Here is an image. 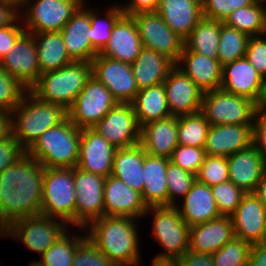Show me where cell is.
<instances>
[{
	"mask_svg": "<svg viewBox=\"0 0 266 266\" xmlns=\"http://www.w3.org/2000/svg\"><path fill=\"white\" fill-rule=\"evenodd\" d=\"M146 152L140 143L117 149L112 164V176L142 194L144 186L143 162Z\"/></svg>",
	"mask_w": 266,
	"mask_h": 266,
	"instance_id": "obj_32",
	"label": "cell"
},
{
	"mask_svg": "<svg viewBox=\"0 0 266 266\" xmlns=\"http://www.w3.org/2000/svg\"><path fill=\"white\" fill-rule=\"evenodd\" d=\"M27 91L25 86L0 66V110L11 114Z\"/></svg>",
	"mask_w": 266,
	"mask_h": 266,
	"instance_id": "obj_44",
	"label": "cell"
},
{
	"mask_svg": "<svg viewBox=\"0 0 266 266\" xmlns=\"http://www.w3.org/2000/svg\"><path fill=\"white\" fill-rule=\"evenodd\" d=\"M182 200L181 208L178 204L176 206L181 218L189 227L221 216L211 187L197 180Z\"/></svg>",
	"mask_w": 266,
	"mask_h": 266,
	"instance_id": "obj_30",
	"label": "cell"
},
{
	"mask_svg": "<svg viewBox=\"0 0 266 266\" xmlns=\"http://www.w3.org/2000/svg\"><path fill=\"white\" fill-rule=\"evenodd\" d=\"M230 217L234 227L235 237L251 245L263 241L266 206L254 193H246Z\"/></svg>",
	"mask_w": 266,
	"mask_h": 266,
	"instance_id": "obj_21",
	"label": "cell"
},
{
	"mask_svg": "<svg viewBox=\"0 0 266 266\" xmlns=\"http://www.w3.org/2000/svg\"><path fill=\"white\" fill-rule=\"evenodd\" d=\"M0 236H3L2 238H4L5 235V227L1 224L0 222Z\"/></svg>",
	"mask_w": 266,
	"mask_h": 266,
	"instance_id": "obj_62",
	"label": "cell"
},
{
	"mask_svg": "<svg viewBox=\"0 0 266 266\" xmlns=\"http://www.w3.org/2000/svg\"><path fill=\"white\" fill-rule=\"evenodd\" d=\"M135 221L128 216L103 215L86 226L90 227L87 238L116 266L138 265L140 240Z\"/></svg>",
	"mask_w": 266,
	"mask_h": 266,
	"instance_id": "obj_2",
	"label": "cell"
},
{
	"mask_svg": "<svg viewBox=\"0 0 266 266\" xmlns=\"http://www.w3.org/2000/svg\"><path fill=\"white\" fill-rule=\"evenodd\" d=\"M256 0H201L203 17L224 22L236 9L249 6Z\"/></svg>",
	"mask_w": 266,
	"mask_h": 266,
	"instance_id": "obj_48",
	"label": "cell"
},
{
	"mask_svg": "<svg viewBox=\"0 0 266 266\" xmlns=\"http://www.w3.org/2000/svg\"><path fill=\"white\" fill-rule=\"evenodd\" d=\"M248 266H266V242L251 246Z\"/></svg>",
	"mask_w": 266,
	"mask_h": 266,
	"instance_id": "obj_57",
	"label": "cell"
},
{
	"mask_svg": "<svg viewBox=\"0 0 266 266\" xmlns=\"http://www.w3.org/2000/svg\"><path fill=\"white\" fill-rule=\"evenodd\" d=\"M158 4L159 0H129L121 9L125 15L133 16L141 12H156Z\"/></svg>",
	"mask_w": 266,
	"mask_h": 266,
	"instance_id": "obj_54",
	"label": "cell"
},
{
	"mask_svg": "<svg viewBox=\"0 0 266 266\" xmlns=\"http://www.w3.org/2000/svg\"><path fill=\"white\" fill-rule=\"evenodd\" d=\"M111 92L94 76L67 109L68 119L80 129L92 128L117 104Z\"/></svg>",
	"mask_w": 266,
	"mask_h": 266,
	"instance_id": "obj_11",
	"label": "cell"
},
{
	"mask_svg": "<svg viewBox=\"0 0 266 266\" xmlns=\"http://www.w3.org/2000/svg\"><path fill=\"white\" fill-rule=\"evenodd\" d=\"M91 76V62L72 61L55 71L40 74L29 91L39 100L68 109Z\"/></svg>",
	"mask_w": 266,
	"mask_h": 266,
	"instance_id": "obj_5",
	"label": "cell"
},
{
	"mask_svg": "<svg viewBox=\"0 0 266 266\" xmlns=\"http://www.w3.org/2000/svg\"><path fill=\"white\" fill-rule=\"evenodd\" d=\"M72 266H116L87 237L77 246Z\"/></svg>",
	"mask_w": 266,
	"mask_h": 266,
	"instance_id": "obj_49",
	"label": "cell"
},
{
	"mask_svg": "<svg viewBox=\"0 0 266 266\" xmlns=\"http://www.w3.org/2000/svg\"><path fill=\"white\" fill-rule=\"evenodd\" d=\"M249 36L244 32L226 26L220 29L219 50L217 59L223 66L227 63L244 58Z\"/></svg>",
	"mask_w": 266,
	"mask_h": 266,
	"instance_id": "obj_39",
	"label": "cell"
},
{
	"mask_svg": "<svg viewBox=\"0 0 266 266\" xmlns=\"http://www.w3.org/2000/svg\"><path fill=\"white\" fill-rule=\"evenodd\" d=\"M253 125H210L204 150L208 156L228 157L252 144Z\"/></svg>",
	"mask_w": 266,
	"mask_h": 266,
	"instance_id": "obj_24",
	"label": "cell"
},
{
	"mask_svg": "<svg viewBox=\"0 0 266 266\" xmlns=\"http://www.w3.org/2000/svg\"><path fill=\"white\" fill-rule=\"evenodd\" d=\"M222 21L203 17L184 40V46L191 52L217 59Z\"/></svg>",
	"mask_w": 266,
	"mask_h": 266,
	"instance_id": "obj_36",
	"label": "cell"
},
{
	"mask_svg": "<svg viewBox=\"0 0 266 266\" xmlns=\"http://www.w3.org/2000/svg\"><path fill=\"white\" fill-rule=\"evenodd\" d=\"M201 112L210 125H254L260 108L247 98L219 88L203 93Z\"/></svg>",
	"mask_w": 266,
	"mask_h": 266,
	"instance_id": "obj_7",
	"label": "cell"
},
{
	"mask_svg": "<svg viewBox=\"0 0 266 266\" xmlns=\"http://www.w3.org/2000/svg\"><path fill=\"white\" fill-rule=\"evenodd\" d=\"M104 184L105 177L74 167L75 226L86 229L91 221L103 216Z\"/></svg>",
	"mask_w": 266,
	"mask_h": 266,
	"instance_id": "obj_13",
	"label": "cell"
},
{
	"mask_svg": "<svg viewBox=\"0 0 266 266\" xmlns=\"http://www.w3.org/2000/svg\"><path fill=\"white\" fill-rule=\"evenodd\" d=\"M253 193L266 206V168Z\"/></svg>",
	"mask_w": 266,
	"mask_h": 266,
	"instance_id": "obj_59",
	"label": "cell"
},
{
	"mask_svg": "<svg viewBox=\"0 0 266 266\" xmlns=\"http://www.w3.org/2000/svg\"><path fill=\"white\" fill-rule=\"evenodd\" d=\"M87 237H71L66 231L40 258L43 266H72L77 246Z\"/></svg>",
	"mask_w": 266,
	"mask_h": 266,
	"instance_id": "obj_40",
	"label": "cell"
},
{
	"mask_svg": "<svg viewBox=\"0 0 266 266\" xmlns=\"http://www.w3.org/2000/svg\"><path fill=\"white\" fill-rule=\"evenodd\" d=\"M0 2L10 3L20 10L23 6L24 0H0Z\"/></svg>",
	"mask_w": 266,
	"mask_h": 266,
	"instance_id": "obj_61",
	"label": "cell"
},
{
	"mask_svg": "<svg viewBox=\"0 0 266 266\" xmlns=\"http://www.w3.org/2000/svg\"><path fill=\"white\" fill-rule=\"evenodd\" d=\"M245 57L266 80V34L249 37Z\"/></svg>",
	"mask_w": 266,
	"mask_h": 266,
	"instance_id": "obj_50",
	"label": "cell"
},
{
	"mask_svg": "<svg viewBox=\"0 0 266 266\" xmlns=\"http://www.w3.org/2000/svg\"><path fill=\"white\" fill-rule=\"evenodd\" d=\"M140 144L146 153L170 159L178 145V116H170L142 125Z\"/></svg>",
	"mask_w": 266,
	"mask_h": 266,
	"instance_id": "obj_28",
	"label": "cell"
},
{
	"mask_svg": "<svg viewBox=\"0 0 266 266\" xmlns=\"http://www.w3.org/2000/svg\"><path fill=\"white\" fill-rule=\"evenodd\" d=\"M92 76L101 82L118 103H132L139 91L131 64L99 53L91 61Z\"/></svg>",
	"mask_w": 266,
	"mask_h": 266,
	"instance_id": "obj_14",
	"label": "cell"
},
{
	"mask_svg": "<svg viewBox=\"0 0 266 266\" xmlns=\"http://www.w3.org/2000/svg\"><path fill=\"white\" fill-rule=\"evenodd\" d=\"M132 106L140 127L172 116L163 83L139 90Z\"/></svg>",
	"mask_w": 266,
	"mask_h": 266,
	"instance_id": "obj_34",
	"label": "cell"
},
{
	"mask_svg": "<svg viewBox=\"0 0 266 266\" xmlns=\"http://www.w3.org/2000/svg\"><path fill=\"white\" fill-rule=\"evenodd\" d=\"M263 241L266 242V222H265V231H264Z\"/></svg>",
	"mask_w": 266,
	"mask_h": 266,
	"instance_id": "obj_65",
	"label": "cell"
},
{
	"mask_svg": "<svg viewBox=\"0 0 266 266\" xmlns=\"http://www.w3.org/2000/svg\"><path fill=\"white\" fill-rule=\"evenodd\" d=\"M74 168H45L41 215L75 225Z\"/></svg>",
	"mask_w": 266,
	"mask_h": 266,
	"instance_id": "obj_6",
	"label": "cell"
},
{
	"mask_svg": "<svg viewBox=\"0 0 266 266\" xmlns=\"http://www.w3.org/2000/svg\"><path fill=\"white\" fill-rule=\"evenodd\" d=\"M220 215L231 216L246 194L230 180L211 186Z\"/></svg>",
	"mask_w": 266,
	"mask_h": 266,
	"instance_id": "obj_45",
	"label": "cell"
},
{
	"mask_svg": "<svg viewBox=\"0 0 266 266\" xmlns=\"http://www.w3.org/2000/svg\"><path fill=\"white\" fill-rule=\"evenodd\" d=\"M19 9L10 3L0 2V28L11 26L21 18Z\"/></svg>",
	"mask_w": 266,
	"mask_h": 266,
	"instance_id": "obj_56",
	"label": "cell"
},
{
	"mask_svg": "<svg viewBox=\"0 0 266 266\" xmlns=\"http://www.w3.org/2000/svg\"><path fill=\"white\" fill-rule=\"evenodd\" d=\"M63 220L44 215L17 219L5 227V235L22 241L40 256L46 252L67 230Z\"/></svg>",
	"mask_w": 266,
	"mask_h": 266,
	"instance_id": "obj_10",
	"label": "cell"
},
{
	"mask_svg": "<svg viewBox=\"0 0 266 266\" xmlns=\"http://www.w3.org/2000/svg\"><path fill=\"white\" fill-rule=\"evenodd\" d=\"M181 266H214L212 256L188 249L180 258Z\"/></svg>",
	"mask_w": 266,
	"mask_h": 266,
	"instance_id": "obj_55",
	"label": "cell"
},
{
	"mask_svg": "<svg viewBox=\"0 0 266 266\" xmlns=\"http://www.w3.org/2000/svg\"><path fill=\"white\" fill-rule=\"evenodd\" d=\"M95 9H90V33L91 44L92 46L100 52L105 45L108 43L111 37V31L116 24L117 20L124 14L120 5L111 6L105 13V19L97 15V12H94ZM100 17V19H99Z\"/></svg>",
	"mask_w": 266,
	"mask_h": 266,
	"instance_id": "obj_41",
	"label": "cell"
},
{
	"mask_svg": "<svg viewBox=\"0 0 266 266\" xmlns=\"http://www.w3.org/2000/svg\"><path fill=\"white\" fill-rule=\"evenodd\" d=\"M175 66L186 74L203 93L221 87L222 65L218 59L191 52L184 46Z\"/></svg>",
	"mask_w": 266,
	"mask_h": 266,
	"instance_id": "obj_27",
	"label": "cell"
},
{
	"mask_svg": "<svg viewBox=\"0 0 266 266\" xmlns=\"http://www.w3.org/2000/svg\"><path fill=\"white\" fill-rule=\"evenodd\" d=\"M170 159L146 153L143 162L142 198L147 207L168 206L166 170Z\"/></svg>",
	"mask_w": 266,
	"mask_h": 266,
	"instance_id": "obj_31",
	"label": "cell"
},
{
	"mask_svg": "<svg viewBox=\"0 0 266 266\" xmlns=\"http://www.w3.org/2000/svg\"><path fill=\"white\" fill-rule=\"evenodd\" d=\"M29 266H43V265L40 263V261H38V262L34 261V262L30 263Z\"/></svg>",
	"mask_w": 266,
	"mask_h": 266,
	"instance_id": "obj_64",
	"label": "cell"
},
{
	"mask_svg": "<svg viewBox=\"0 0 266 266\" xmlns=\"http://www.w3.org/2000/svg\"><path fill=\"white\" fill-rule=\"evenodd\" d=\"M132 17L144 47L166 56L176 64L184 49V39L174 33L157 12H141Z\"/></svg>",
	"mask_w": 266,
	"mask_h": 266,
	"instance_id": "obj_12",
	"label": "cell"
},
{
	"mask_svg": "<svg viewBox=\"0 0 266 266\" xmlns=\"http://www.w3.org/2000/svg\"><path fill=\"white\" fill-rule=\"evenodd\" d=\"M92 129L117 149L140 143L141 127L132 103H117Z\"/></svg>",
	"mask_w": 266,
	"mask_h": 266,
	"instance_id": "obj_16",
	"label": "cell"
},
{
	"mask_svg": "<svg viewBox=\"0 0 266 266\" xmlns=\"http://www.w3.org/2000/svg\"><path fill=\"white\" fill-rule=\"evenodd\" d=\"M260 111L266 116V98H265L264 104L261 107Z\"/></svg>",
	"mask_w": 266,
	"mask_h": 266,
	"instance_id": "obj_63",
	"label": "cell"
},
{
	"mask_svg": "<svg viewBox=\"0 0 266 266\" xmlns=\"http://www.w3.org/2000/svg\"><path fill=\"white\" fill-rule=\"evenodd\" d=\"M198 182L211 187L229 180L227 157L208 156L196 175Z\"/></svg>",
	"mask_w": 266,
	"mask_h": 266,
	"instance_id": "obj_46",
	"label": "cell"
},
{
	"mask_svg": "<svg viewBox=\"0 0 266 266\" xmlns=\"http://www.w3.org/2000/svg\"><path fill=\"white\" fill-rule=\"evenodd\" d=\"M166 180L168 188V206H175L178 204L175 201L177 200L176 198H178L177 196L183 199L197 179L196 175L181 169L179 166L169 161L166 170Z\"/></svg>",
	"mask_w": 266,
	"mask_h": 266,
	"instance_id": "obj_43",
	"label": "cell"
},
{
	"mask_svg": "<svg viewBox=\"0 0 266 266\" xmlns=\"http://www.w3.org/2000/svg\"><path fill=\"white\" fill-rule=\"evenodd\" d=\"M150 212L154 214L153 235L165 250L156 256L179 259L189 249L190 227L176 205L148 207L146 214Z\"/></svg>",
	"mask_w": 266,
	"mask_h": 266,
	"instance_id": "obj_8",
	"label": "cell"
},
{
	"mask_svg": "<svg viewBox=\"0 0 266 266\" xmlns=\"http://www.w3.org/2000/svg\"><path fill=\"white\" fill-rule=\"evenodd\" d=\"M103 197V215L106 216H128L137 220L148 210L141 193L112 175L105 178Z\"/></svg>",
	"mask_w": 266,
	"mask_h": 266,
	"instance_id": "obj_20",
	"label": "cell"
},
{
	"mask_svg": "<svg viewBox=\"0 0 266 266\" xmlns=\"http://www.w3.org/2000/svg\"><path fill=\"white\" fill-rule=\"evenodd\" d=\"M31 1V2H30ZM24 0L20 10L27 33L60 32L85 0ZM24 11V12H23ZM25 18V19H24Z\"/></svg>",
	"mask_w": 266,
	"mask_h": 266,
	"instance_id": "obj_9",
	"label": "cell"
},
{
	"mask_svg": "<svg viewBox=\"0 0 266 266\" xmlns=\"http://www.w3.org/2000/svg\"><path fill=\"white\" fill-rule=\"evenodd\" d=\"M84 5L85 2L72 15L60 33L72 61L91 62L99 52L91 44L90 8H85Z\"/></svg>",
	"mask_w": 266,
	"mask_h": 266,
	"instance_id": "obj_22",
	"label": "cell"
},
{
	"mask_svg": "<svg viewBox=\"0 0 266 266\" xmlns=\"http://www.w3.org/2000/svg\"><path fill=\"white\" fill-rule=\"evenodd\" d=\"M139 90L164 83L175 64L158 52L143 48L131 64Z\"/></svg>",
	"mask_w": 266,
	"mask_h": 266,
	"instance_id": "obj_33",
	"label": "cell"
},
{
	"mask_svg": "<svg viewBox=\"0 0 266 266\" xmlns=\"http://www.w3.org/2000/svg\"><path fill=\"white\" fill-rule=\"evenodd\" d=\"M143 48L134 18L123 14L114 25L108 43L99 54L132 64Z\"/></svg>",
	"mask_w": 266,
	"mask_h": 266,
	"instance_id": "obj_23",
	"label": "cell"
},
{
	"mask_svg": "<svg viewBox=\"0 0 266 266\" xmlns=\"http://www.w3.org/2000/svg\"><path fill=\"white\" fill-rule=\"evenodd\" d=\"M265 8L264 2L255 1L249 6L234 10L223 23L244 32L249 37L264 35L266 34Z\"/></svg>",
	"mask_w": 266,
	"mask_h": 266,
	"instance_id": "obj_37",
	"label": "cell"
},
{
	"mask_svg": "<svg viewBox=\"0 0 266 266\" xmlns=\"http://www.w3.org/2000/svg\"><path fill=\"white\" fill-rule=\"evenodd\" d=\"M251 244L234 237L213 253L214 266H248Z\"/></svg>",
	"mask_w": 266,
	"mask_h": 266,
	"instance_id": "obj_42",
	"label": "cell"
},
{
	"mask_svg": "<svg viewBox=\"0 0 266 266\" xmlns=\"http://www.w3.org/2000/svg\"><path fill=\"white\" fill-rule=\"evenodd\" d=\"M11 114L12 134L25 151L46 130L68 118L67 109L63 105L39 100L29 90Z\"/></svg>",
	"mask_w": 266,
	"mask_h": 266,
	"instance_id": "obj_3",
	"label": "cell"
},
{
	"mask_svg": "<svg viewBox=\"0 0 266 266\" xmlns=\"http://www.w3.org/2000/svg\"><path fill=\"white\" fill-rule=\"evenodd\" d=\"M205 157L204 147L177 145L173 150L170 162L183 170L197 175Z\"/></svg>",
	"mask_w": 266,
	"mask_h": 266,
	"instance_id": "obj_47",
	"label": "cell"
},
{
	"mask_svg": "<svg viewBox=\"0 0 266 266\" xmlns=\"http://www.w3.org/2000/svg\"><path fill=\"white\" fill-rule=\"evenodd\" d=\"M235 237L230 216L221 215L190 227L189 249L212 255Z\"/></svg>",
	"mask_w": 266,
	"mask_h": 266,
	"instance_id": "obj_26",
	"label": "cell"
},
{
	"mask_svg": "<svg viewBox=\"0 0 266 266\" xmlns=\"http://www.w3.org/2000/svg\"><path fill=\"white\" fill-rule=\"evenodd\" d=\"M252 144L260 152L266 165V116L261 111L254 121Z\"/></svg>",
	"mask_w": 266,
	"mask_h": 266,
	"instance_id": "obj_53",
	"label": "cell"
},
{
	"mask_svg": "<svg viewBox=\"0 0 266 266\" xmlns=\"http://www.w3.org/2000/svg\"><path fill=\"white\" fill-rule=\"evenodd\" d=\"M81 129L68 118L46 130L26 151L45 168H74L79 158Z\"/></svg>",
	"mask_w": 266,
	"mask_h": 266,
	"instance_id": "obj_4",
	"label": "cell"
},
{
	"mask_svg": "<svg viewBox=\"0 0 266 266\" xmlns=\"http://www.w3.org/2000/svg\"><path fill=\"white\" fill-rule=\"evenodd\" d=\"M117 148L92 128L81 129L77 167L86 172L108 177Z\"/></svg>",
	"mask_w": 266,
	"mask_h": 266,
	"instance_id": "obj_18",
	"label": "cell"
},
{
	"mask_svg": "<svg viewBox=\"0 0 266 266\" xmlns=\"http://www.w3.org/2000/svg\"><path fill=\"white\" fill-rule=\"evenodd\" d=\"M156 12L184 40L203 18L201 0H159Z\"/></svg>",
	"mask_w": 266,
	"mask_h": 266,
	"instance_id": "obj_29",
	"label": "cell"
},
{
	"mask_svg": "<svg viewBox=\"0 0 266 266\" xmlns=\"http://www.w3.org/2000/svg\"><path fill=\"white\" fill-rule=\"evenodd\" d=\"M26 32L25 27L17 21L11 25L0 28V60L14 47L16 41Z\"/></svg>",
	"mask_w": 266,
	"mask_h": 266,
	"instance_id": "obj_52",
	"label": "cell"
},
{
	"mask_svg": "<svg viewBox=\"0 0 266 266\" xmlns=\"http://www.w3.org/2000/svg\"><path fill=\"white\" fill-rule=\"evenodd\" d=\"M11 115L12 114L0 110V140L12 133Z\"/></svg>",
	"mask_w": 266,
	"mask_h": 266,
	"instance_id": "obj_58",
	"label": "cell"
},
{
	"mask_svg": "<svg viewBox=\"0 0 266 266\" xmlns=\"http://www.w3.org/2000/svg\"><path fill=\"white\" fill-rule=\"evenodd\" d=\"M25 153L26 151L17 142L12 133L0 140V174Z\"/></svg>",
	"mask_w": 266,
	"mask_h": 266,
	"instance_id": "obj_51",
	"label": "cell"
},
{
	"mask_svg": "<svg viewBox=\"0 0 266 266\" xmlns=\"http://www.w3.org/2000/svg\"><path fill=\"white\" fill-rule=\"evenodd\" d=\"M209 127L201 111L178 116V145L204 147Z\"/></svg>",
	"mask_w": 266,
	"mask_h": 266,
	"instance_id": "obj_38",
	"label": "cell"
},
{
	"mask_svg": "<svg viewBox=\"0 0 266 266\" xmlns=\"http://www.w3.org/2000/svg\"><path fill=\"white\" fill-rule=\"evenodd\" d=\"M45 167L27 153L0 174V222L41 215Z\"/></svg>",
	"mask_w": 266,
	"mask_h": 266,
	"instance_id": "obj_1",
	"label": "cell"
},
{
	"mask_svg": "<svg viewBox=\"0 0 266 266\" xmlns=\"http://www.w3.org/2000/svg\"><path fill=\"white\" fill-rule=\"evenodd\" d=\"M163 84L172 116L195 114L201 111L203 92L177 66L169 71Z\"/></svg>",
	"mask_w": 266,
	"mask_h": 266,
	"instance_id": "obj_19",
	"label": "cell"
},
{
	"mask_svg": "<svg viewBox=\"0 0 266 266\" xmlns=\"http://www.w3.org/2000/svg\"><path fill=\"white\" fill-rule=\"evenodd\" d=\"M32 35L41 74L55 71L72 62L60 32H42Z\"/></svg>",
	"mask_w": 266,
	"mask_h": 266,
	"instance_id": "obj_35",
	"label": "cell"
},
{
	"mask_svg": "<svg viewBox=\"0 0 266 266\" xmlns=\"http://www.w3.org/2000/svg\"><path fill=\"white\" fill-rule=\"evenodd\" d=\"M0 66L29 90L41 74L34 36L25 32L0 60Z\"/></svg>",
	"mask_w": 266,
	"mask_h": 266,
	"instance_id": "obj_17",
	"label": "cell"
},
{
	"mask_svg": "<svg viewBox=\"0 0 266 266\" xmlns=\"http://www.w3.org/2000/svg\"><path fill=\"white\" fill-rule=\"evenodd\" d=\"M152 263V266H181L179 259L168 257L155 256Z\"/></svg>",
	"mask_w": 266,
	"mask_h": 266,
	"instance_id": "obj_60",
	"label": "cell"
},
{
	"mask_svg": "<svg viewBox=\"0 0 266 266\" xmlns=\"http://www.w3.org/2000/svg\"><path fill=\"white\" fill-rule=\"evenodd\" d=\"M220 88L253 101L260 109L266 98V80L246 57L222 66Z\"/></svg>",
	"mask_w": 266,
	"mask_h": 266,
	"instance_id": "obj_15",
	"label": "cell"
},
{
	"mask_svg": "<svg viewBox=\"0 0 266 266\" xmlns=\"http://www.w3.org/2000/svg\"><path fill=\"white\" fill-rule=\"evenodd\" d=\"M229 180L245 193H253L266 165L256 147L251 144L227 157Z\"/></svg>",
	"mask_w": 266,
	"mask_h": 266,
	"instance_id": "obj_25",
	"label": "cell"
},
{
	"mask_svg": "<svg viewBox=\"0 0 266 266\" xmlns=\"http://www.w3.org/2000/svg\"><path fill=\"white\" fill-rule=\"evenodd\" d=\"M256 1H260V2H266V0H256Z\"/></svg>",
	"mask_w": 266,
	"mask_h": 266,
	"instance_id": "obj_66",
	"label": "cell"
}]
</instances>
